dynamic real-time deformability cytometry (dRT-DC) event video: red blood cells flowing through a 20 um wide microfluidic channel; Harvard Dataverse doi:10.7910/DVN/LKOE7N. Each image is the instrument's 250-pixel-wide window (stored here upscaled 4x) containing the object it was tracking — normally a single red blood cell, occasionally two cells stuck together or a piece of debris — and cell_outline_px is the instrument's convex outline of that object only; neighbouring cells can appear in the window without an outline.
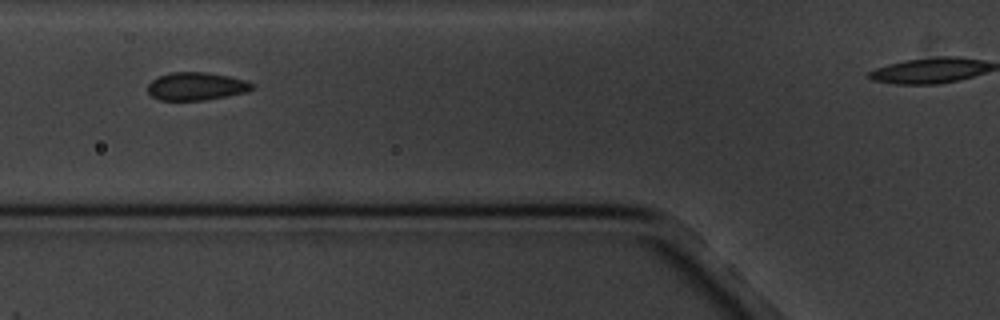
{"species": "common noctule bat (a hibernating species)", "species_latin": "Nyctalus noctula", "temperature_condition": "cold", "stored_images_in_passage": 13, "segment_of_instrument_passage": [1, 2], "camera_frame_rate_fps": 3000, "um_per_image_px": 0.085, "animal": {"sex": "male", "body_mass_g": 20.1, "forearm_length_mm": 53.5}, "frame": {"image": 1, "passage_image": 5, "time_ms": 4.333, "image_size_px": [1000, 320], "cell_outline_px": [[252, 88], [248, 92], [204, 100], [160, 100], [152, 96], [148, 92], [148, 84], [152, 80], [160, 76], [172, 72], [208, 72], [228, 76], [244, 80], [252, 84]], "centroid_in_image_um": [16.66, 7.33], "position_along_channel_um": 109.1, "area_um2": 16.82}}
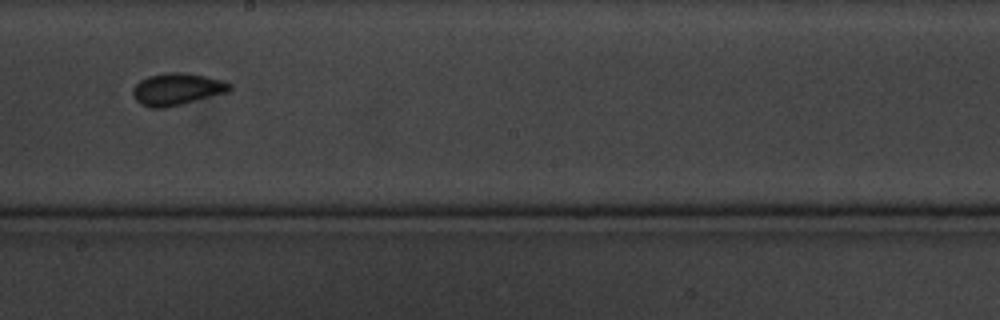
{"frame": {"image": 2, "passage_image": 8, "time_ms": 8.0, "image_size_px": [1000, 320], "cell_outline_px": [[232, 88], [228, 92], [168, 108], [152, 108], [140, 104], [132, 96], [132, 88], [140, 80], [148, 76], [164, 72], [184, 72], [224, 80], [232, 84]], "centroid_in_image_um": [15.03, 7.58], "position_along_channel_um": 233.2, "area_um2": 18.38}}
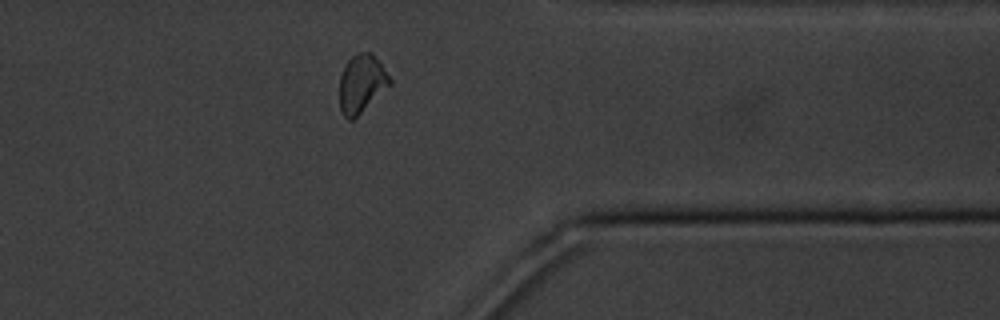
{"frame": {"image": 3, "passage_image": 12, "time_ms": 12.667, "image_size_px": [1000, 320], "cell_outline_px": [[392, 84], [352, 120], [348, 120], [344, 116], [340, 108], [340, 76], [348, 60], [356, 52], [372, 52], [392, 80]], "centroid_in_image_um": [30.74, 7.1], "position_along_channel_um": 380.7, "area_um2": 16.88}}